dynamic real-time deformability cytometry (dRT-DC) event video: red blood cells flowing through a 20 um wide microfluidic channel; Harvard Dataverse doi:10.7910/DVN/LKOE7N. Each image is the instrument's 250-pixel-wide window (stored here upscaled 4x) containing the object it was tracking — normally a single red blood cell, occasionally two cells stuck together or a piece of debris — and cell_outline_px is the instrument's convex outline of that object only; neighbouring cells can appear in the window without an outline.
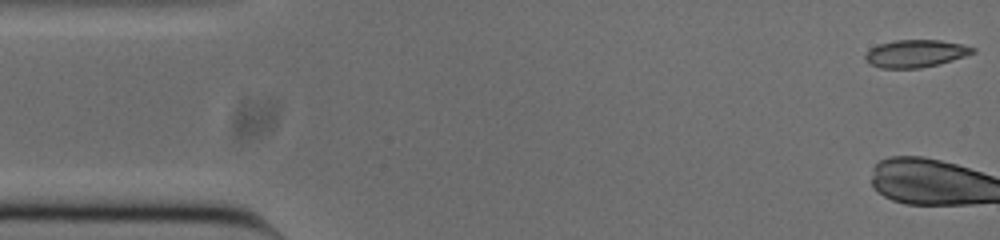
{"species": "common noctule bat (a hibernating species)", "species_latin": "Nyctalus noctula", "temperature_condition": "cold", "stored_images_in_passage": 16, "camera_frame_rate_fps": 3000, "um_per_image_px": 0.085, "animal": {"sex": "male", "body_mass_g": 20.0, "forearm_length_mm": 53.3}, "frame": {"image": 1, "passage_image": 1, "time_ms": 0.0, "image_size_px": [1000, 240], "cell_outline_px": [[976, 52], [952, 60], [920, 68], [880, 68], [868, 64], [864, 60], [864, 56], [868, 48], [880, 44], [896, 40], [940, 40], [964, 44], [976, 48]], "centroid_in_image_um": [77.79, 4.54], "position_along_channel_um": 7.2, "area_um2": 17.34}}